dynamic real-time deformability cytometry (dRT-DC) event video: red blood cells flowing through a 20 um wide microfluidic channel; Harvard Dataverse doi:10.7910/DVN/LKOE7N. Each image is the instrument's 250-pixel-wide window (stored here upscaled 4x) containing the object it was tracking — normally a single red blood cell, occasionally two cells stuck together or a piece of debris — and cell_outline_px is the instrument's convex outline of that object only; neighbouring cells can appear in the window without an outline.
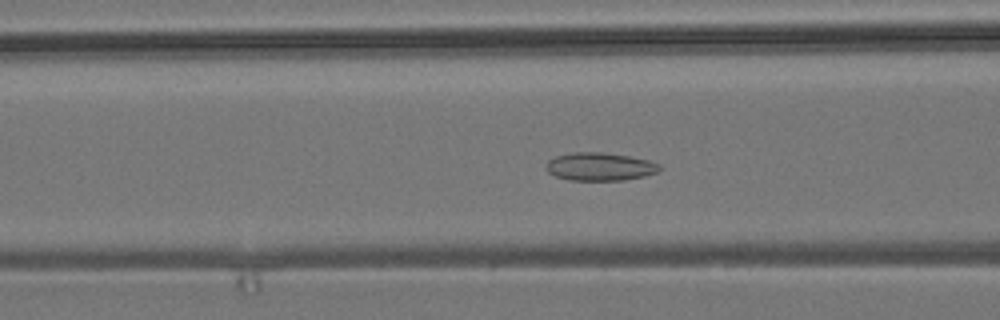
{"species": "common noctule bat (a hibernating species)", "species_latin": "Nyctalus noctula", "temperature_condition": "room temperature", "stored_images_in_passage": 54, "camera_frame_rate_fps": 3000, "um_per_image_px": 0.085, "animal": {"sex": "male", "body_mass_g": 19.2, "forearm_length_mm": 51.8}, "frame": {"image": 1, "passage_image": 21, "time_ms": 6.667, "image_size_px": [1000, 320], "cell_outline_px": [[660, 168], [656, 172], [644, 176], [624, 180], [568, 180], [556, 176], [548, 172], [544, 168], [548, 160], [556, 156], [572, 152], [604, 152], [628, 156], [648, 160], [660, 164]], "centroid_in_image_um": [50.95, 14.16], "position_along_channel_um": 115.7, "area_um2": 18.55}}
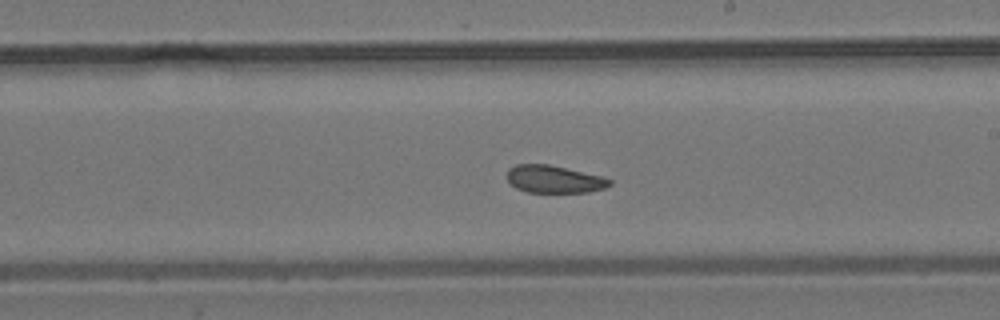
{"frame": {"image": 2, "passage_image": 31, "time_ms": 10.0, "image_size_px": [1000, 320], "cell_outline_px": [[612, 184], [604, 188], [588, 192], [528, 192], [516, 188], [508, 180], [508, 168], [516, 164], [548, 164], [600, 176], [612, 180]], "centroid_in_image_um": [47.09, 15.23], "position_along_channel_um": 241.9, "area_um2": 16.24}}
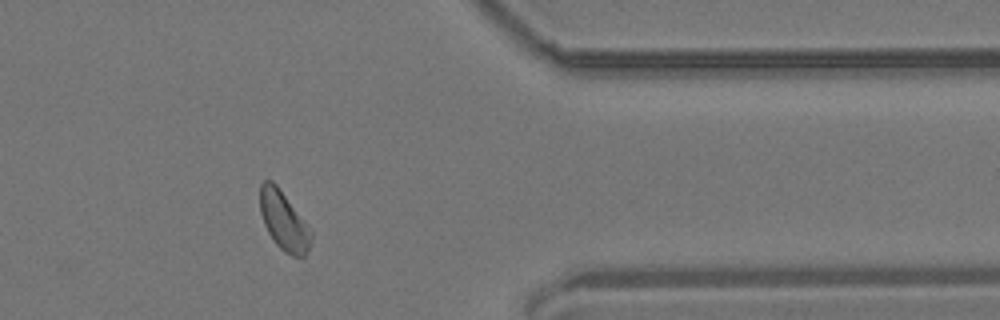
{"frame": {"image": 3, "passage_image": 44, "time_ms": 14.333, "image_size_px": [1000, 320], "cell_outline_px": [[312, 240], [304, 256], [292, 256], [284, 252], [276, 244], [268, 232], [264, 224], [260, 212], [260, 184], [264, 180], [272, 180], [276, 184], [312, 228]], "centroid_in_image_um": [24.14, 18.76], "position_along_channel_um": 387.3, "area_um2": 17.69}, "authors_computed_cell_mechanics": {"area_um2": 17.8891, "velocity_mm_per_s": 3.7883, "shape_relaxation_time_tau1_ms": 4.5595, "shape_relaxation_time_tau2_ms": 3.1637, "deformation_change_tau1": 0.0915, "deformation_change_tau2": 0.0718}}